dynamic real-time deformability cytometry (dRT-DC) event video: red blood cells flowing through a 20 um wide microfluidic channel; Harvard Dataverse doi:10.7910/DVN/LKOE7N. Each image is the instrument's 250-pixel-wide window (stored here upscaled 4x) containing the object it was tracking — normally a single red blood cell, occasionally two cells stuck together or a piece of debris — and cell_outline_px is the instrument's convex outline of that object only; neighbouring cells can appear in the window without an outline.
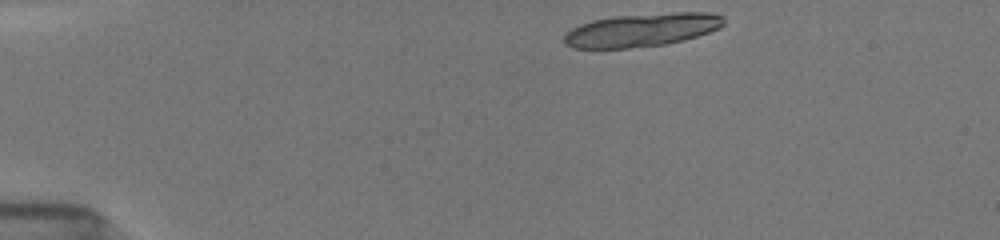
{"species": "common noctule bat (a hibernating species)", "species_latin": "Nyctalus noctula", "temperature_condition": "room temperature", "stored_images_in_passage": 19, "camera_frame_rate_fps": 3000, "um_per_image_px": 0.085, "animal": {"sex": "female", "body_mass_g": 19.5, "forearm_length_mm": 54.1}, "frame": {"image": 1, "passage_image": 1, "time_ms": 0.0, "image_size_px": [1000, 240], "cell_outline_px": [[724, 24], [720, 28], [684, 40], [668, 44], [628, 48], [572, 48], [564, 44], [564, 36], [572, 28], [580, 24], [592, 20], [612, 16], [676, 12], [708, 12], [724, 16]], "centroid_in_image_um": [54.56, 2.54], "position_along_channel_um": 30.4, "area_um2": 31.1}}